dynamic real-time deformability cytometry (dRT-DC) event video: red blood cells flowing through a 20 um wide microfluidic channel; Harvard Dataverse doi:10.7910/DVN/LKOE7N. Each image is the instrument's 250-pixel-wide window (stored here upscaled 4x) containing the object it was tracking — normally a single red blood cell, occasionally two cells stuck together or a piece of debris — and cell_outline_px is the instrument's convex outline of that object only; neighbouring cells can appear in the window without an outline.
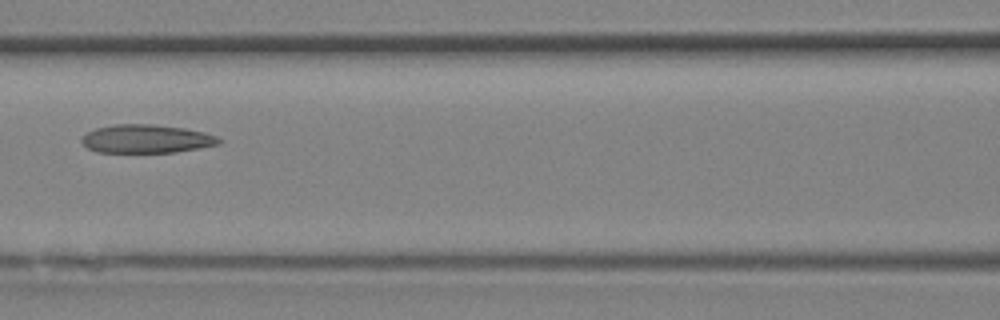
{"species": "Egyptian fruit bat (a non-hibernating species)", "species_latin": "Rousettus aegyptiacus", "temperature_condition": "room temperature", "stored_images_in_passage": 14, "camera_frame_rate_fps": 3000, "um_per_image_px": 0.085, "animal": {"sex": "female"}, "frame": {"image": 1, "passage_image": 7, "time_ms": 2.0, "image_size_px": [1000, 320], "cell_outline_px": [[220, 144], [176, 152], [96, 152], [88, 148], [80, 140], [88, 132], [96, 128], [112, 124], [152, 124], [184, 128], [204, 132], [216, 136], [220, 140]], "centroid_in_image_um": [12.43, 11.8], "position_along_channel_um": 154.2, "area_um2": 22.6}}
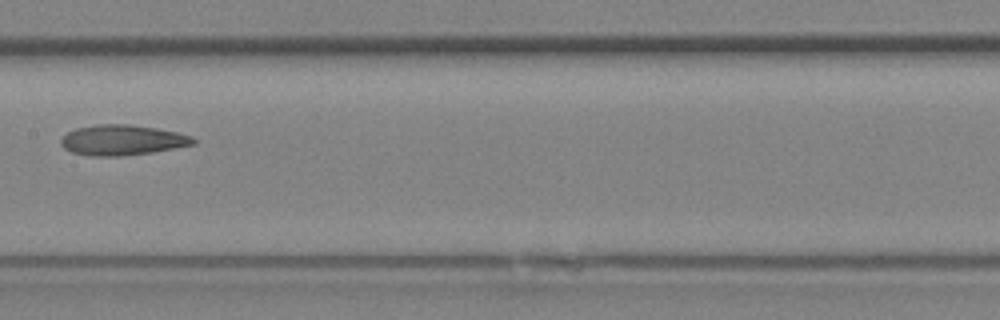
{"frame": {"image": 2, "passage_image": 9, "time_ms": 2.667, "image_size_px": [1000, 320], "cell_outline_px": [[196, 144], [152, 152], [120, 156], [88, 156], [72, 152], [64, 148], [60, 144], [60, 140], [68, 132], [76, 128], [96, 124], [128, 124], [156, 128], [180, 132], [192, 136], [196, 140]], "centroid_in_image_um": [10.41, 11.9], "position_along_channel_um": 197.0, "area_um2": 23.52}}
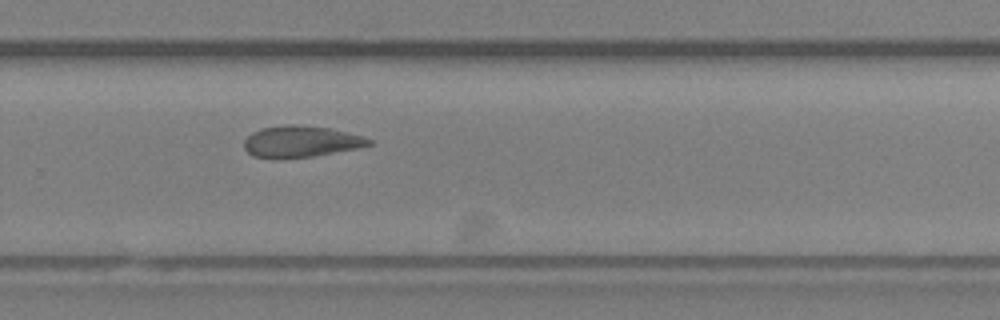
{"frame": {"image": 3, "passage_image": 14, "time_ms": 4.333, "image_size_px": [1000, 320], "cell_outline_px": [[372, 144], [356, 148], [312, 156], [252, 156], [244, 148], [244, 140], [252, 132], [260, 128], [288, 124], [300, 124], [332, 128], [348, 132], [372, 140]], "centroid_in_image_um": [25.58, 11.98], "position_along_channel_um": 304.2, "area_um2": 22.25}}